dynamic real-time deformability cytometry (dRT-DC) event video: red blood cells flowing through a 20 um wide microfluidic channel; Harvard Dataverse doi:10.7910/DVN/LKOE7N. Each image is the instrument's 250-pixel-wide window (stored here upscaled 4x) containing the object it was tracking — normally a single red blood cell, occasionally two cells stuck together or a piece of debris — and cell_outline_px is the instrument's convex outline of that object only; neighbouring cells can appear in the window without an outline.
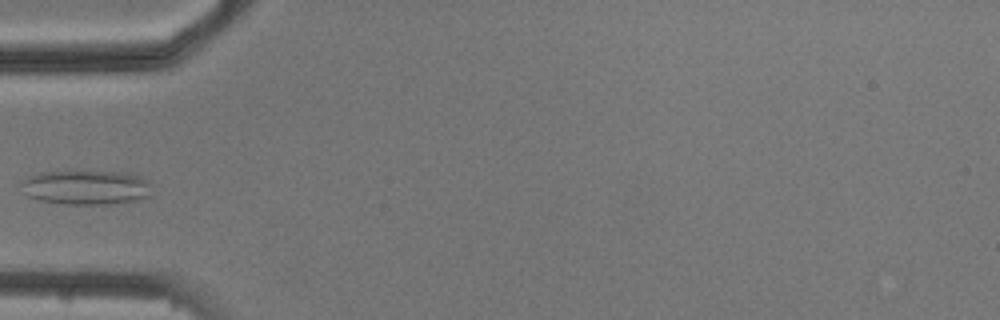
{"species": "common noctule bat (a hibernating species)", "species_latin": "Nyctalus noctula", "temperature_condition": "cold", "stored_images_in_passage": 6, "camera_frame_rate_fps": 3000, "um_per_image_px": 0.085, "animal": {"sex": "male", "body_mass_g": 20.5, "forearm_length_mm": 52.5}, "frame": {"image": 1, "passage_image": 5, "time_ms": 5.0, "image_size_px": [1000, 320], "cell_outline_px": [[152, 196], [140, 200], [104, 204], [64, 204], [40, 200], [28, 196], [20, 184], [20, 180], [28, 176], [40, 172], [68, 168], [124, 172], [140, 176], [148, 180], [152, 184]], "centroid_in_image_um": [7.34, 15.87], "position_along_channel_um": 77.7, "area_um2": 27.63}}
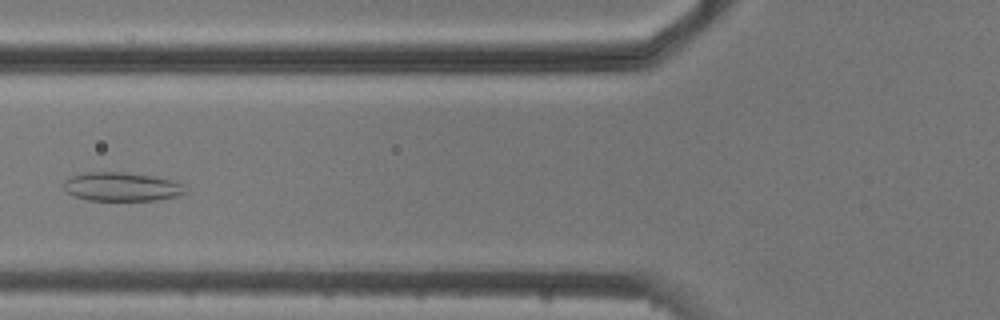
{"frame": {"image": 2, "passage_image": 6, "time_ms": 6.0, "image_size_px": [1000, 320], "cell_outline_px": [[188, 192], [180, 196], [156, 200], [88, 200], [72, 196], [64, 192], [64, 180], [72, 176], [84, 172], [124, 172], [152, 176], [176, 180], [184, 184]], "centroid_in_image_um": [10.37, 15.87], "position_along_channel_um": 115.4, "area_um2": 20.81}}